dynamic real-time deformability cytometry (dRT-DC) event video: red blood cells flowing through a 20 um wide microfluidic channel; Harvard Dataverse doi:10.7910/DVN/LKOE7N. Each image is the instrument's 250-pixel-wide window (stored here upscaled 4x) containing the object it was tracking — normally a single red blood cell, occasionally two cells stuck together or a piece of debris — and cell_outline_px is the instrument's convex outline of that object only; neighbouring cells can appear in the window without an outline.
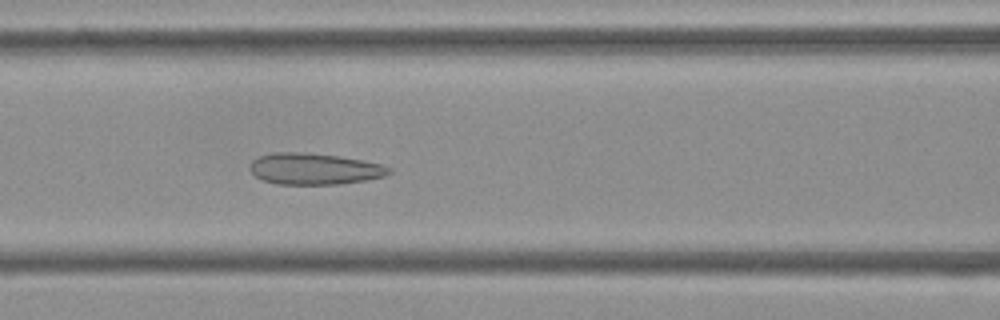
{"species": "Egyptian fruit bat (a non-hibernating species)", "species_latin": "Rousettus aegyptiacus", "temperature_condition": "cold", "stored_images_in_passage": 54, "segment_of_instrument_passage": [1, 2], "camera_frame_rate_fps": 3000, "um_per_image_px": 0.085, "frame": {"image": 1, "passage_image": 22, "time_ms": 7.0, "image_size_px": [1000, 320], "cell_outline_px": [[392, 172], [384, 176], [368, 180], [340, 184], [276, 184], [264, 180], [256, 176], [248, 168], [248, 164], [252, 160], [260, 156], [272, 152], [308, 152], [340, 156], [364, 160], [380, 164], [392, 168]], "centroid_in_image_um": [26.72, 14.34], "position_along_channel_um": 139.9, "area_um2": 25.72}}
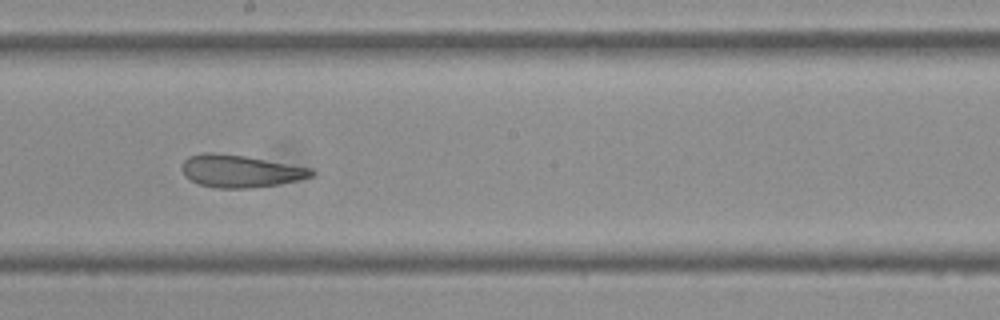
{"frame": {"image": 2, "passage_image": 29, "time_ms": 9.333, "image_size_px": [1000, 320], "cell_outline_px": [[316, 172], [312, 176], [280, 184], [248, 188], [216, 188], [200, 184], [184, 176], [180, 168], [184, 160], [188, 156], [204, 152], [212, 152], [244, 156], [312, 168]], "centroid_in_image_um": [20.39, 14.54], "position_along_channel_um": 227.8, "area_um2": 24.39}}
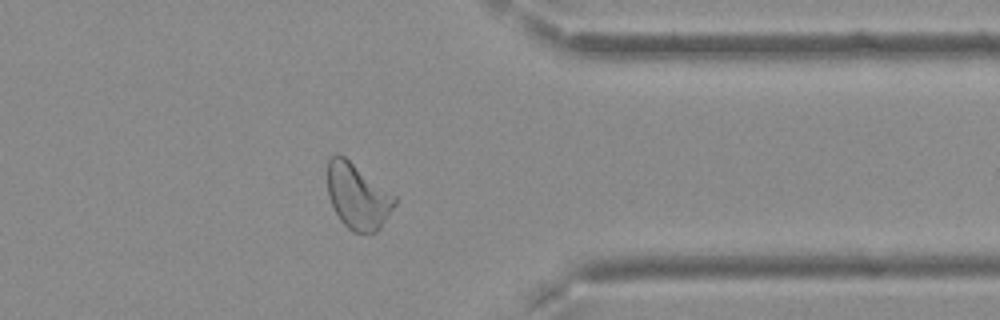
{"frame": {"image": 3, "passage_image": 42, "time_ms": 13.667, "image_size_px": [1000, 320], "cell_outline_px": [[396, 204], [380, 228], [376, 232], [352, 232], [340, 220], [328, 196], [328, 160], [336, 152], [344, 156], [396, 196]], "centroid_in_image_um": [30.4, 16.68], "position_along_channel_um": 381.0, "area_um2": 25.43}}